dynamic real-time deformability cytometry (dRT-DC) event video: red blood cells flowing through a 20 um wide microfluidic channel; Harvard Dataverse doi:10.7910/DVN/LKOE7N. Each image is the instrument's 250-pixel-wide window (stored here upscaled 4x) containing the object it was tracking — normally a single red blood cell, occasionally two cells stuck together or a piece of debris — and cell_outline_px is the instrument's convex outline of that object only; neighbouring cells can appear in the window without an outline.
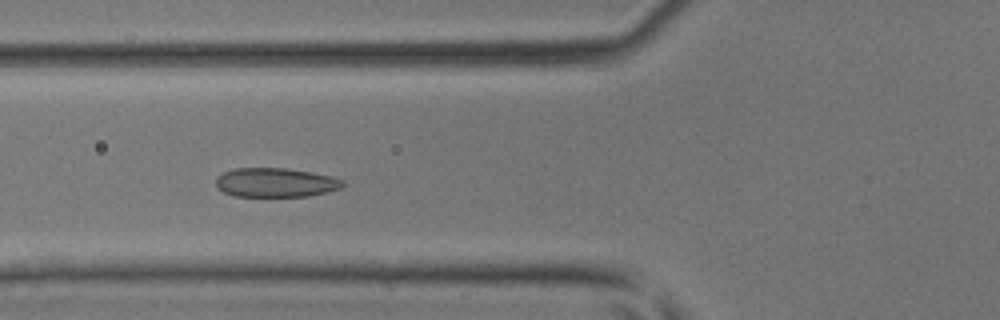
{"species": "common noctule bat (a hibernating species)", "species_latin": "Nyctalus noctula", "temperature_condition": "room temperature", "stored_images_in_passage": 43, "camera_frame_rate_fps": 3000, "um_per_image_px": 0.085, "animal": {"sex": "male", "body_mass_g": 17.9, "forearm_length_mm": 54.2}, "frame": {"image": 1, "passage_image": 16, "time_ms": 5.0, "image_size_px": [1000, 320], "cell_outline_px": [[344, 184], [340, 188], [328, 192], [308, 196], [236, 196], [224, 192], [216, 184], [216, 176], [232, 168], [288, 168], [312, 172], [332, 176], [344, 180]], "centroid_in_image_um": [23.44, 15.5], "position_along_channel_um": 102.4, "area_um2": 21.62}}
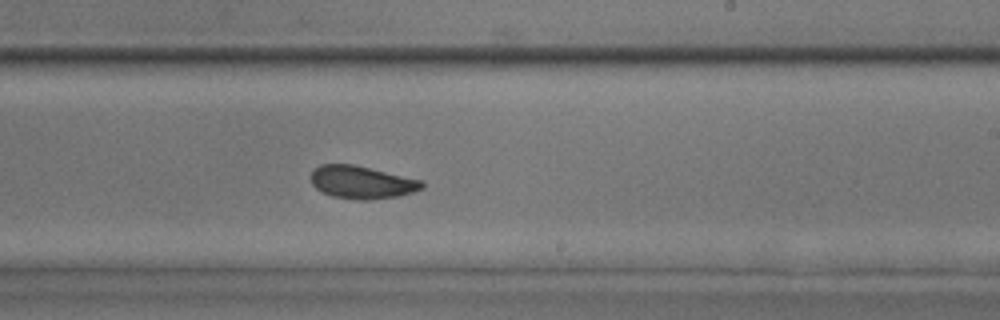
{"frame": {"image": 2, "passage_image": 26, "time_ms": 8.333, "image_size_px": [1000, 320], "cell_outline_px": [[424, 188], [400, 196], [372, 200], [360, 200], [332, 196], [316, 188], [312, 184], [312, 172], [320, 164], [352, 164], [424, 180]], "centroid_in_image_um": [30.8, 15.5], "position_along_channel_um": 258.2, "area_um2": 21.21}}
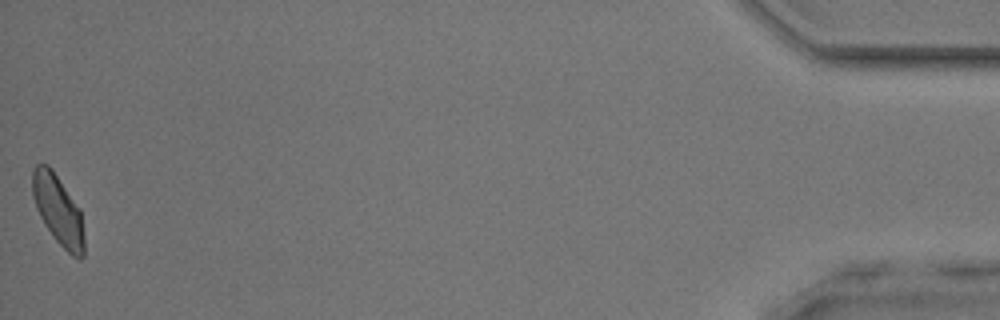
{"frame": {"image": 3, "passage_image": 43, "time_ms": 14.0, "image_size_px": [1000, 320], "cell_outline_px": [[84, 256], [80, 260], [72, 256], [56, 240], [44, 224], [36, 208], [32, 196], [32, 172], [36, 164], [48, 164], [52, 168], [80, 208], [84, 236]], "centroid_in_image_um": [4.94, 17.84], "position_along_channel_um": 430.3, "area_um2": 21.15}}